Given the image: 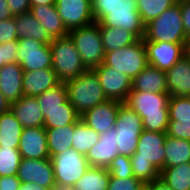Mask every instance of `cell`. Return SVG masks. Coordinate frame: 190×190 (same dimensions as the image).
<instances>
[{"label":"cell","mask_w":190,"mask_h":190,"mask_svg":"<svg viewBox=\"0 0 190 190\" xmlns=\"http://www.w3.org/2000/svg\"><path fill=\"white\" fill-rule=\"evenodd\" d=\"M166 135V132H141L136 152L130 157L135 178L144 183L160 178V172L165 167Z\"/></svg>","instance_id":"obj_1"},{"label":"cell","mask_w":190,"mask_h":190,"mask_svg":"<svg viewBox=\"0 0 190 190\" xmlns=\"http://www.w3.org/2000/svg\"><path fill=\"white\" fill-rule=\"evenodd\" d=\"M168 93H152L131 90L124 104L141 118L143 129L152 132H167L169 123Z\"/></svg>","instance_id":"obj_2"},{"label":"cell","mask_w":190,"mask_h":190,"mask_svg":"<svg viewBox=\"0 0 190 190\" xmlns=\"http://www.w3.org/2000/svg\"><path fill=\"white\" fill-rule=\"evenodd\" d=\"M67 98L79 116L97 104L107 101L94 70H86L78 77L65 82Z\"/></svg>","instance_id":"obj_3"},{"label":"cell","mask_w":190,"mask_h":190,"mask_svg":"<svg viewBox=\"0 0 190 190\" xmlns=\"http://www.w3.org/2000/svg\"><path fill=\"white\" fill-rule=\"evenodd\" d=\"M143 41L182 43L186 47L190 44L183 28L180 0L145 24Z\"/></svg>","instance_id":"obj_4"},{"label":"cell","mask_w":190,"mask_h":190,"mask_svg":"<svg viewBox=\"0 0 190 190\" xmlns=\"http://www.w3.org/2000/svg\"><path fill=\"white\" fill-rule=\"evenodd\" d=\"M52 51V69L60 82L65 83L88 70L69 35L53 39L50 42Z\"/></svg>","instance_id":"obj_5"},{"label":"cell","mask_w":190,"mask_h":190,"mask_svg":"<svg viewBox=\"0 0 190 190\" xmlns=\"http://www.w3.org/2000/svg\"><path fill=\"white\" fill-rule=\"evenodd\" d=\"M68 35L76 46L87 69L93 70L104 63L105 52L97 22L94 21L89 25L72 29Z\"/></svg>","instance_id":"obj_6"},{"label":"cell","mask_w":190,"mask_h":190,"mask_svg":"<svg viewBox=\"0 0 190 190\" xmlns=\"http://www.w3.org/2000/svg\"><path fill=\"white\" fill-rule=\"evenodd\" d=\"M55 175L56 187L71 190L74 184L90 167L85 155L70 148L50 157Z\"/></svg>","instance_id":"obj_7"},{"label":"cell","mask_w":190,"mask_h":190,"mask_svg":"<svg viewBox=\"0 0 190 190\" xmlns=\"http://www.w3.org/2000/svg\"><path fill=\"white\" fill-rule=\"evenodd\" d=\"M104 64L134 79L148 65L147 51L143 39L134 44L105 52Z\"/></svg>","instance_id":"obj_8"},{"label":"cell","mask_w":190,"mask_h":190,"mask_svg":"<svg viewBox=\"0 0 190 190\" xmlns=\"http://www.w3.org/2000/svg\"><path fill=\"white\" fill-rule=\"evenodd\" d=\"M114 128L119 154L131 157L136 152L139 136L144 130L142 118L123 103L119 108Z\"/></svg>","instance_id":"obj_9"},{"label":"cell","mask_w":190,"mask_h":190,"mask_svg":"<svg viewBox=\"0 0 190 190\" xmlns=\"http://www.w3.org/2000/svg\"><path fill=\"white\" fill-rule=\"evenodd\" d=\"M97 23L99 26L123 28L138 39L144 38L145 24L137 10V0H121L119 4L108 9V14Z\"/></svg>","instance_id":"obj_10"},{"label":"cell","mask_w":190,"mask_h":190,"mask_svg":"<svg viewBox=\"0 0 190 190\" xmlns=\"http://www.w3.org/2000/svg\"><path fill=\"white\" fill-rule=\"evenodd\" d=\"M17 63L23 72L52 68L50 44L32 38L18 40Z\"/></svg>","instance_id":"obj_11"},{"label":"cell","mask_w":190,"mask_h":190,"mask_svg":"<svg viewBox=\"0 0 190 190\" xmlns=\"http://www.w3.org/2000/svg\"><path fill=\"white\" fill-rule=\"evenodd\" d=\"M17 177L21 183L30 182L46 189L56 188L55 175L50 158H21Z\"/></svg>","instance_id":"obj_12"},{"label":"cell","mask_w":190,"mask_h":190,"mask_svg":"<svg viewBox=\"0 0 190 190\" xmlns=\"http://www.w3.org/2000/svg\"><path fill=\"white\" fill-rule=\"evenodd\" d=\"M93 70L99 78L107 99L124 103L131 91L132 79L104 63Z\"/></svg>","instance_id":"obj_13"},{"label":"cell","mask_w":190,"mask_h":190,"mask_svg":"<svg viewBox=\"0 0 190 190\" xmlns=\"http://www.w3.org/2000/svg\"><path fill=\"white\" fill-rule=\"evenodd\" d=\"M147 51V62L166 71L186 55L187 47L182 43L143 41Z\"/></svg>","instance_id":"obj_14"},{"label":"cell","mask_w":190,"mask_h":190,"mask_svg":"<svg viewBox=\"0 0 190 190\" xmlns=\"http://www.w3.org/2000/svg\"><path fill=\"white\" fill-rule=\"evenodd\" d=\"M55 5L68 31L95 21L89 0H56Z\"/></svg>","instance_id":"obj_15"},{"label":"cell","mask_w":190,"mask_h":190,"mask_svg":"<svg viewBox=\"0 0 190 190\" xmlns=\"http://www.w3.org/2000/svg\"><path fill=\"white\" fill-rule=\"evenodd\" d=\"M122 104L120 101L107 100L85 112L80 119L99 134L106 133L114 128Z\"/></svg>","instance_id":"obj_16"},{"label":"cell","mask_w":190,"mask_h":190,"mask_svg":"<svg viewBox=\"0 0 190 190\" xmlns=\"http://www.w3.org/2000/svg\"><path fill=\"white\" fill-rule=\"evenodd\" d=\"M18 150L21 158H50L47 147L46 129L44 127L23 128Z\"/></svg>","instance_id":"obj_17"},{"label":"cell","mask_w":190,"mask_h":190,"mask_svg":"<svg viewBox=\"0 0 190 190\" xmlns=\"http://www.w3.org/2000/svg\"><path fill=\"white\" fill-rule=\"evenodd\" d=\"M115 128L99 136V141L87 152L86 159L90 166L108 168L119 155L115 140Z\"/></svg>","instance_id":"obj_18"},{"label":"cell","mask_w":190,"mask_h":190,"mask_svg":"<svg viewBox=\"0 0 190 190\" xmlns=\"http://www.w3.org/2000/svg\"><path fill=\"white\" fill-rule=\"evenodd\" d=\"M10 110L23 128L43 127L44 115L36 97L23 95L10 103Z\"/></svg>","instance_id":"obj_19"},{"label":"cell","mask_w":190,"mask_h":190,"mask_svg":"<svg viewBox=\"0 0 190 190\" xmlns=\"http://www.w3.org/2000/svg\"><path fill=\"white\" fill-rule=\"evenodd\" d=\"M166 86L171 96H187L190 93V58L184 55L165 71Z\"/></svg>","instance_id":"obj_20"},{"label":"cell","mask_w":190,"mask_h":190,"mask_svg":"<svg viewBox=\"0 0 190 190\" xmlns=\"http://www.w3.org/2000/svg\"><path fill=\"white\" fill-rule=\"evenodd\" d=\"M0 93L13 103L23 95V69L19 63H8L0 68Z\"/></svg>","instance_id":"obj_21"},{"label":"cell","mask_w":190,"mask_h":190,"mask_svg":"<svg viewBox=\"0 0 190 190\" xmlns=\"http://www.w3.org/2000/svg\"><path fill=\"white\" fill-rule=\"evenodd\" d=\"M59 83L52 68L23 72L24 96L36 97Z\"/></svg>","instance_id":"obj_22"},{"label":"cell","mask_w":190,"mask_h":190,"mask_svg":"<svg viewBox=\"0 0 190 190\" xmlns=\"http://www.w3.org/2000/svg\"><path fill=\"white\" fill-rule=\"evenodd\" d=\"M30 12L52 40L68 35L69 31L59 16L56 5L31 6Z\"/></svg>","instance_id":"obj_23"},{"label":"cell","mask_w":190,"mask_h":190,"mask_svg":"<svg viewBox=\"0 0 190 190\" xmlns=\"http://www.w3.org/2000/svg\"><path fill=\"white\" fill-rule=\"evenodd\" d=\"M131 90L168 93L165 71L148 64L146 68L132 80Z\"/></svg>","instance_id":"obj_24"},{"label":"cell","mask_w":190,"mask_h":190,"mask_svg":"<svg viewBox=\"0 0 190 190\" xmlns=\"http://www.w3.org/2000/svg\"><path fill=\"white\" fill-rule=\"evenodd\" d=\"M14 18L17 27L18 40L32 38L45 44H50L52 41L46 30L38 20L34 18L30 11L22 13L21 15H16Z\"/></svg>","instance_id":"obj_25"},{"label":"cell","mask_w":190,"mask_h":190,"mask_svg":"<svg viewBox=\"0 0 190 190\" xmlns=\"http://www.w3.org/2000/svg\"><path fill=\"white\" fill-rule=\"evenodd\" d=\"M104 52H110L119 48L127 47L139 39L123 28L99 26Z\"/></svg>","instance_id":"obj_26"},{"label":"cell","mask_w":190,"mask_h":190,"mask_svg":"<svg viewBox=\"0 0 190 190\" xmlns=\"http://www.w3.org/2000/svg\"><path fill=\"white\" fill-rule=\"evenodd\" d=\"M22 131L11 110L0 114V147L18 148Z\"/></svg>","instance_id":"obj_27"},{"label":"cell","mask_w":190,"mask_h":190,"mask_svg":"<svg viewBox=\"0 0 190 190\" xmlns=\"http://www.w3.org/2000/svg\"><path fill=\"white\" fill-rule=\"evenodd\" d=\"M47 147L50 154L57 155L72 148L74 124L46 129Z\"/></svg>","instance_id":"obj_28"},{"label":"cell","mask_w":190,"mask_h":190,"mask_svg":"<svg viewBox=\"0 0 190 190\" xmlns=\"http://www.w3.org/2000/svg\"><path fill=\"white\" fill-rule=\"evenodd\" d=\"M165 147V167H173L190 162V141L176 139L166 135Z\"/></svg>","instance_id":"obj_29"},{"label":"cell","mask_w":190,"mask_h":190,"mask_svg":"<svg viewBox=\"0 0 190 190\" xmlns=\"http://www.w3.org/2000/svg\"><path fill=\"white\" fill-rule=\"evenodd\" d=\"M40 109L44 110H54V109H74L67 98V90L65 83L60 82L53 88L46 90L44 93L36 96Z\"/></svg>","instance_id":"obj_30"},{"label":"cell","mask_w":190,"mask_h":190,"mask_svg":"<svg viewBox=\"0 0 190 190\" xmlns=\"http://www.w3.org/2000/svg\"><path fill=\"white\" fill-rule=\"evenodd\" d=\"M109 180L108 168L90 166L71 190H107Z\"/></svg>","instance_id":"obj_31"},{"label":"cell","mask_w":190,"mask_h":190,"mask_svg":"<svg viewBox=\"0 0 190 190\" xmlns=\"http://www.w3.org/2000/svg\"><path fill=\"white\" fill-rule=\"evenodd\" d=\"M160 179L172 190H190V162L164 167Z\"/></svg>","instance_id":"obj_32"},{"label":"cell","mask_w":190,"mask_h":190,"mask_svg":"<svg viewBox=\"0 0 190 190\" xmlns=\"http://www.w3.org/2000/svg\"><path fill=\"white\" fill-rule=\"evenodd\" d=\"M99 136L97 131L79 119L74 124L72 148L86 156L87 152L99 141Z\"/></svg>","instance_id":"obj_33"},{"label":"cell","mask_w":190,"mask_h":190,"mask_svg":"<svg viewBox=\"0 0 190 190\" xmlns=\"http://www.w3.org/2000/svg\"><path fill=\"white\" fill-rule=\"evenodd\" d=\"M80 119L75 109L44 110L45 129L75 124Z\"/></svg>","instance_id":"obj_34"},{"label":"cell","mask_w":190,"mask_h":190,"mask_svg":"<svg viewBox=\"0 0 190 190\" xmlns=\"http://www.w3.org/2000/svg\"><path fill=\"white\" fill-rule=\"evenodd\" d=\"M177 1L178 0H137V10L141 16L142 22L147 24L152 19L161 15Z\"/></svg>","instance_id":"obj_35"},{"label":"cell","mask_w":190,"mask_h":190,"mask_svg":"<svg viewBox=\"0 0 190 190\" xmlns=\"http://www.w3.org/2000/svg\"><path fill=\"white\" fill-rule=\"evenodd\" d=\"M20 161L18 148L0 147V177L17 175Z\"/></svg>","instance_id":"obj_36"},{"label":"cell","mask_w":190,"mask_h":190,"mask_svg":"<svg viewBox=\"0 0 190 190\" xmlns=\"http://www.w3.org/2000/svg\"><path fill=\"white\" fill-rule=\"evenodd\" d=\"M169 121H190V101L186 96H170Z\"/></svg>","instance_id":"obj_37"},{"label":"cell","mask_w":190,"mask_h":190,"mask_svg":"<svg viewBox=\"0 0 190 190\" xmlns=\"http://www.w3.org/2000/svg\"><path fill=\"white\" fill-rule=\"evenodd\" d=\"M110 177L128 178L133 177L131 158L125 155H117L108 167Z\"/></svg>","instance_id":"obj_38"},{"label":"cell","mask_w":190,"mask_h":190,"mask_svg":"<svg viewBox=\"0 0 190 190\" xmlns=\"http://www.w3.org/2000/svg\"><path fill=\"white\" fill-rule=\"evenodd\" d=\"M145 183L138 178L110 177L107 190H144Z\"/></svg>","instance_id":"obj_39"},{"label":"cell","mask_w":190,"mask_h":190,"mask_svg":"<svg viewBox=\"0 0 190 190\" xmlns=\"http://www.w3.org/2000/svg\"><path fill=\"white\" fill-rule=\"evenodd\" d=\"M166 134L172 138L190 141V121H169Z\"/></svg>","instance_id":"obj_40"},{"label":"cell","mask_w":190,"mask_h":190,"mask_svg":"<svg viewBox=\"0 0 190 190\" xmlns=\"http://www.w3.org/2000/svg\"><path fill=\"white\" fill-rule=\"evenodd\" d=\"M18 40L0 44V68L8 63L17 62Z\"/></svg>","instance_id":"obj_41"},{"label":"cell","mask_w":190,"mask_h":190,"mask_svg":"<svg viewBox=\"0 0 190 190\" xmlns=\"http://www.w3.org/2000/svg\"><path fill=\"white\" fill-rule=\"evenodd\" d=\"M18 40L15 18L0 21V44Z\"/></svg>","instance_id":"obj_42"},{"label":"cell","mask_w":190,"mask_h":190,"mask_svg":"<svg viewBox=\"0 0 190 190\" xmlns=\"http://www.w3.org/2000/svg\"><path fill=\"white\" fill-rule=\"evenodd\" d=\"M120 1L121 0H93L91 4L95 22H99L108 14V9L116 6Z\"/></svg>","instance_id":"obj_43"},{"label":"cell","mask_w":190,"mask_h":190,"mask_svg":"<svg viewBox=\"0 0 190 190\" xmlns=\"http://www.w3.org/2000/svg\"><path fill=\"white\" fill-rule=\"evenodd\" d=\"M12 16L21 15L31 9L30 0H7Z\"/></svg>","instance_id":"obj_44"},{"label":"cell","mask_w":190,"mask_h":190,"mask_svg":"<svg viewBox=\"0 0 190 190\" xmlns=\"http://www.w3.org/2000/svg\"><path fill=\"white\" fill-rule=\"evenodd\" d=\"M180 10L185 35L190 40V0H180Z\"/></svg>","instance_id":"obj_45"},{"label":"cell","mask_w":190,"mask_h":190,"mask_svg":"<svg viewBox=\"0 0 190 190\" xmlns=\"http://www.w3.org/2000/svg\"><path fill=\"white\" fill-rule=\"evenodd\" d=\"M20 185L17 175L0 177V190H19Z\"/></svg>","instance_id":"obj_46"},{"label":"cell","mask_w":190,"mask_h":190,"mask_svg":"<svg viewBox=\"0 0 190 190\" xmlns=\"http://www.w3.org/2000/svg\"><path fill=\"white\" fill-rule=\"evenodd\" d=\"M144 190H172L166 183L160 178L145 183Z\"/></svg>","instance_id":"obj_47"},{"label":"cell","mask_w":190,"mask_h":190,"mask_svg":"<svg viewBox=\"0 0 190 190\" xmlns=\"http://www.w3.org/2000/svg\"><path fill=\"white\" fill-rule=\"evenodd\" d=\"M7 0H0V21L12 18Z\"/></svg>","instance_id":"obj_48"},{"label":"cell","mask_w":190,"mask_h":190,"mask_svg":"<svg viewBox=\"0 0 190 190\" xmlns=\"http://www.w3.org/2000/svg\"><path fill=\"white\" fill-rule=\"evenodd\" d=\"M19 190H49V189L42 188L38 185L27 182V183H21Z\"/></svg>","instance_id":"obj_49"},{"label":"cell","mask_w":190,"mask_h":190,"mask_svg":"<svg viewBox=\"0 0 190 190\" xmlns=\"http://www.w3.org/2000/svg\"><path fill=\"white\" fill-rule=\"evenodd\" d=\"M10 110V103L8 100L0 93V114Z\"/></svg>","instance_id":"obj_50"},{"label":"cell","mask_w":190,"mask_h":190,"mask_svg":"<svg viewBox=\"0 0 190 190\" xmlns=\"http://www.w3.org/2000/svg\"><path fill=\"white\" fill-rule=\"evenodd\" d=\"M56 0H30L31 6L55 5Z\"/></svg>","instance_id":"obj_51"},{"label":"cell","mask_w":190,"mask_h":190,"mask_svg":"<svg viewBox=\"0 0 190 190\" xmlns=\"http://www.w3.org/2000/svg\"><path fill=\"white\" fill-rule=\"evenodd\" d=\"M186 54H187L188 57L190 58V44L187 46Z\"/></svg>","instance_id":"obj_52"},{"label":"cell","mask_w":190,"mask_h":190,"mask_svg":"<svg viewBox=\"0 0 190 190\" xmlns=\"http://www.w3.org/2000/svg\"><path fill=\"white\" fill-rule=\"evenodd\" d=\"M49 190H63V189L56 187V188L49 189Z\"/></svg>","instance_id":"obj_53"},{"label":"cell","mask_w":190,"mask_h":190,"mask_svg":"<svg viewBox=\"0 0 190 190\" xmlns=\"http://www.w3.org/2000/svg\"><path fill=\"white\" fill-rule=\"evenodd\" d=\"M188 98V100L190 101V93L186 96Z\"/></svg>","instance_id":"obj_54"}]
</instances>
